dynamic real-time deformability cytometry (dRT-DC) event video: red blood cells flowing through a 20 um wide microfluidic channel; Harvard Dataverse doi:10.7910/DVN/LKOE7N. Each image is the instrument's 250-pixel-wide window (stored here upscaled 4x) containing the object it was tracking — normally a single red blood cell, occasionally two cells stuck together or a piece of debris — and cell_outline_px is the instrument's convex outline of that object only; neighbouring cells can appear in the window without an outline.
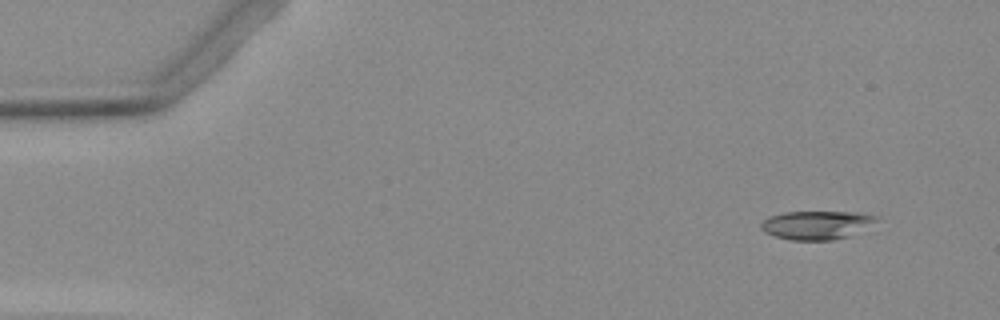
{"species": "Egyptian fruit bat (a non-hibernating species)", "species_latin": "Rousettus aegyptiacus", "temperature_condition": "warm", "stored_images_in_passage": 9, "camera_frame_rate_fps": 3000, "um_per_image_px": 0.085, "animal": {"sex": "female"}, "frame": {"image": 1, "passage_image": 1, "time_ms": 0.0, "image_size_px": [1000, 320], "cell_outline_px": [[876, 220], [848, 236], [832, 240], [792, 240], [776, 236], [764, 232], [760, 228], [760, 224], [768, 216], [784, 212], [860, 212], [876, 216]], "centroid_in_image_um": [69.32, 19.12], "position_along_channel_um": 15.7, "area_um2": 18.84}}